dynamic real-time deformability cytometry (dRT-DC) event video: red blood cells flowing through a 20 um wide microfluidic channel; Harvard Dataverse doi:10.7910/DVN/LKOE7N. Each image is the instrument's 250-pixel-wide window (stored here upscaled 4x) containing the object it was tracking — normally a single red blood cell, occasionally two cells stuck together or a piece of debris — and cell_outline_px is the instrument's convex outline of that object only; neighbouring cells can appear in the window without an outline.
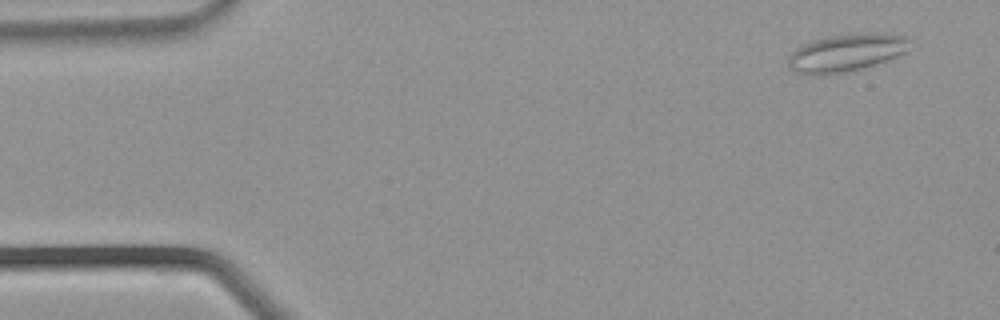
{"species": "common noctule bat (a hibernating species)", "species_latin": "Nyctalus noctula", "temperature_condition": "warm", "stored_images_in_passage": 35, "camera_frame_rate_fps": 3000, "um_per_image_px": 0.085, "animal": {"sex": "male", "body_mass_g": 21.5, "forearm_length_mm": 52.0}, "frame": {"image": 1, "passage_image": 3, "time_ms": 0.667, "image_size_px": [1000, 320], "cell_outline_px": [[908, 40], [904, 52], [896, 56], [860, 68], [844, 72], [796, 72], [788, 64], [788, 56], [796, 48], [812, 40], [828, 36], [860, 32], [876, 32], [904, 36]], "centroid_in_image_um": [71.91, 4.42], "position_along_channel_um": 13.1, "area_um2": 25.55}}
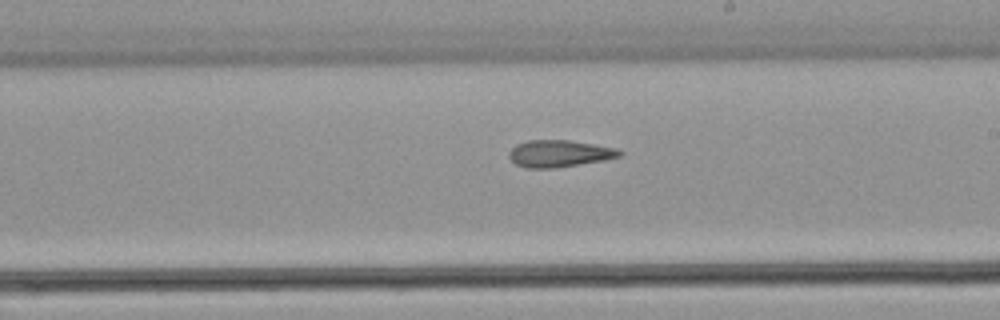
{"frame": {"image": 2, "passage_image": 21, "time_ms": 6.667, "image_size_px": [1000, 320], "cell_outline_px": [[624, 152], [620, 156], [604, 160], [552, 168], [528, 168], [516, 164], [508, 156], [508, 152], [516, 144], [528, 140], [568, 140], [616, 148]], "centroid_in_image_um": [47.52, 13.04], "position_along_channel_um": 241.5, "area_um2": 17.17}}
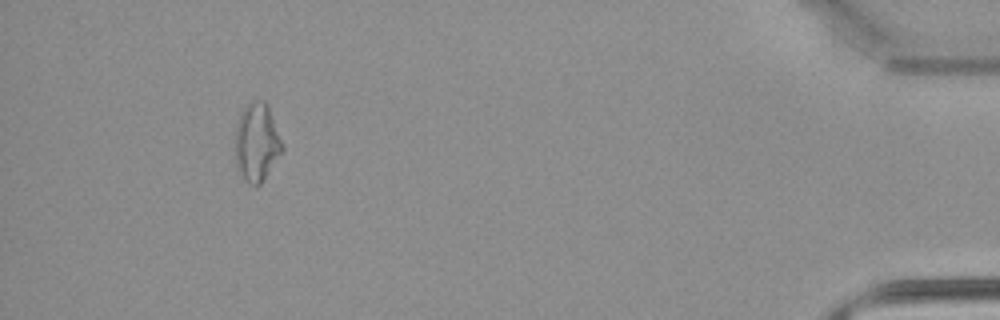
{"frame": {"image": 3, "passage_image": 34, "time_ms": 11.0, "image_size_px": [1000, 320], "cell_outline_px": [[284, 148], [264, 180], [256, 188], [248, 184], [244, 180], [236, 168], [236, 128], [240, 112], [248, 104], [256, 100], [264, 100], [268, 104]], "centroid_in_image_um": [21.82, 12.13], "position_along_channel_um": 413.4, "area_um2": 21.5}}